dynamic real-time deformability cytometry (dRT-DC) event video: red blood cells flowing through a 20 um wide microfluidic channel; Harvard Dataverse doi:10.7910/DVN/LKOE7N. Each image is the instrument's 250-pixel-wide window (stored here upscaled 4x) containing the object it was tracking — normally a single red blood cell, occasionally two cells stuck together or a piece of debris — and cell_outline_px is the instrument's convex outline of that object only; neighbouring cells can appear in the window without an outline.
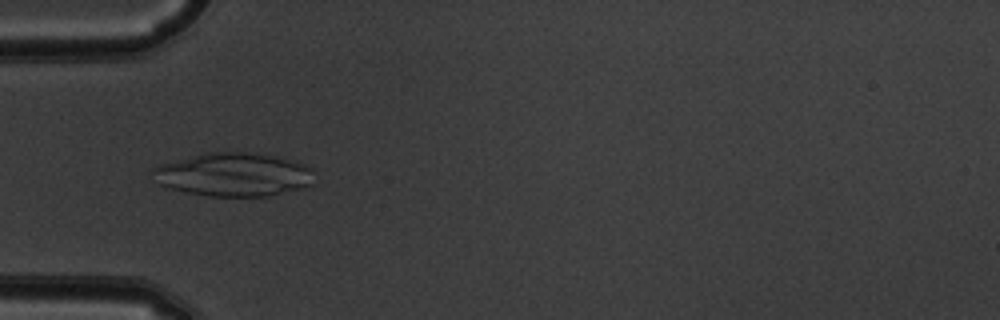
{"species": "common noctule bat (a hibernating species)", "species_latin": "Nyctalus noctula", "temperature_condition": "warm", "stored_images_in_passage": 49, "camera_frame_rate_fps": 3000, "um_per_image_px": 0.085, "animal": {"sex": "male", "body_mass_g": 19.5, "forearm_length_mm": 54.6}, "frame": {"image": 1, "passage_image": 14, "time_ms": 4.333, "image_size_px": [1000, 320], "cell_outline_px": [[312, 184], [300, 188], [268, 196], [208, 196], [184, 192], [168, 188], [160, 184], [148, 172], [152, 168], [160, 164], [204, 152], [248, 152], [276, 156], [296, 160], [308, 164], [312, 168]], "centroid_in_image_um": [19.83, 14.82], "position_along_channel_um": 65.2, "area_um2": 41.38}}
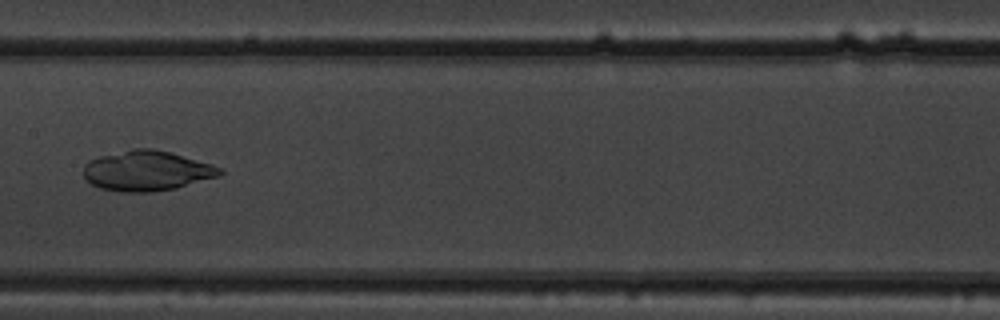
{"frame": {"image": 2, "passage_image": 24, "time_ms": 7.667, "image_size_px": [1000, 320], "cell_outline_px": [[224, 172], [220, 176], [176, 188], [152, 192], [120, 192], [100, 188], [92, 184], [84, 176], [84, 164], [88, 160], [100, 156], [132, 148], [152, 148], [168, 152], [212, 164], [224, 168]], "centroid_in_image_um": [12.49, 14.52], "position_along_channel_um": 194.9, "area_um2": 31.96}}
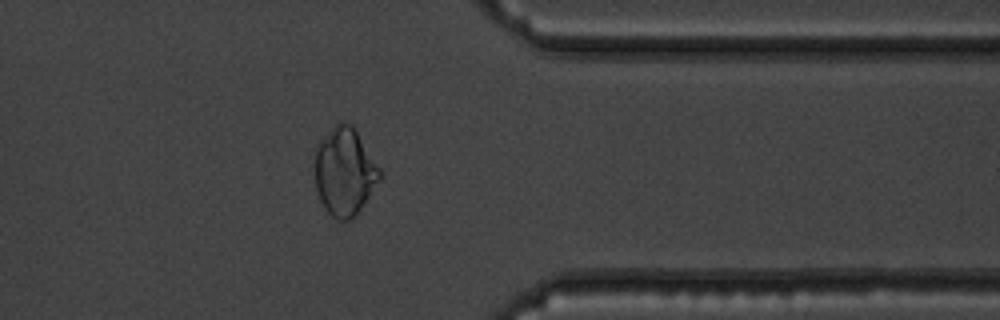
{"frame": {"image": 3, "passage_image": 39, "time_ms": 12.667, "image_size_px": [1000, 320], "cell_outline_px": [[380, 180], [356, 216], [352, 220], [336, 220], [324, 208], [316, 192], [312, 152], [316, 144], [340, 120], [344, 120], [352, 124], [380, 168]], "centroid_in_image_um": [29.24, 14.59], "position_along_channel_um": 382.2, "area_um2": 33.93}}